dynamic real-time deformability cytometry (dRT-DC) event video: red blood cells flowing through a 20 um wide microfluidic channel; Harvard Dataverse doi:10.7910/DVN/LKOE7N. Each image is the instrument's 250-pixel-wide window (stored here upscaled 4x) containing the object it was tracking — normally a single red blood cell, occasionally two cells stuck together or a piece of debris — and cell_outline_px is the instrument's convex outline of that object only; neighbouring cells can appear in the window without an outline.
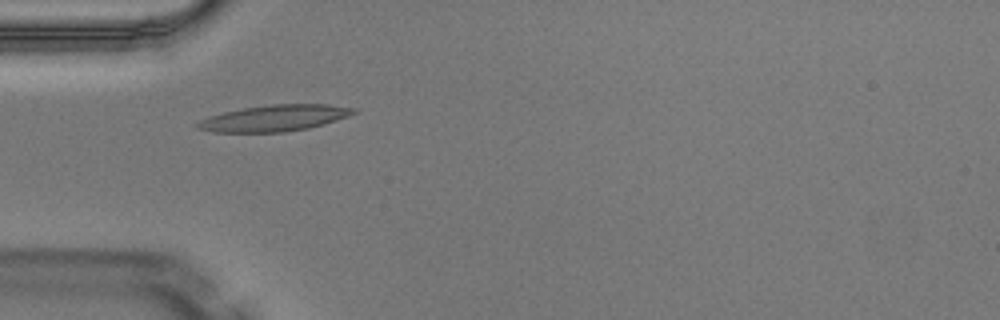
{"species": "Egyptian fruit bat (a non-hibernating species)", "species_latin": "Rousettus aegyptiacus", "temperature_condition": "warm", "stored_images_in_passage": 3, "camera_frame_rate_fps": 3000, "um_per_image_px": 0.085, "animal": {"sex": "male"}, "frame": {"image": 1, "passage_image": 3, "time_ms": 0.667, "image_size_px": [1000, 320], "cell_outline_px": [[356, 112], [324, 124], [308, 128], [284, 132], [216, 132], [196, 128], [192, 124], [208, 116], [224, 112], [244, 108], [272, 104], [328, 104], [356, 108]], "centroid_in_image_um": [23.27, 10.04], "position_along_channel_um": 61.7, "area_um2": 23.76}}